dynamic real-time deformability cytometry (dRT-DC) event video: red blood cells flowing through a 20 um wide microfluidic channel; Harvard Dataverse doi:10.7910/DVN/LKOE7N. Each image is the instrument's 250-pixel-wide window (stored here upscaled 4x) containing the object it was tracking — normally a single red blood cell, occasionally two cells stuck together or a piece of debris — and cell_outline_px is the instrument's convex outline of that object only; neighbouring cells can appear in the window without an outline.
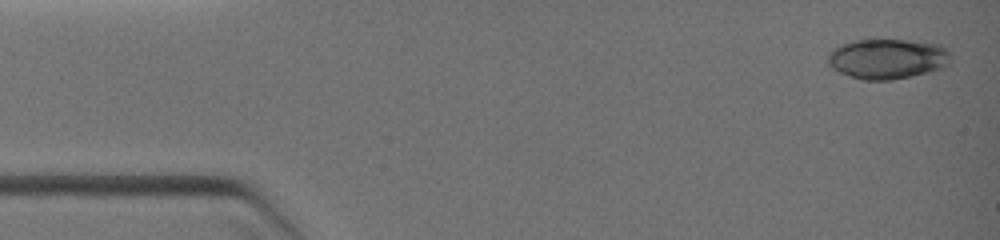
{"species": "common noctule bat (a hibernating species)", "species_latin": "Nyctalus noctula", "temperature_condition": "warm", "stored_images_in_passage": 6, "camera_frame_rate_fps": 3000, "um_per_image_px": 0.085, "animal": {"sex": "female", "body_mass_g": 19.0, "forearm_length_mm": 51.5}, "frame": {"image": 1, "passage_image": 1, "time_ms": 0.0, "image_size_px": [1000, 240], "cell_outline_px": [[948, 56], [944, 64], [936, 68], [924, 72], [892, 80], [864, 80], [840, 72], [832, 68], [828, 64], [828, 52], [832, 48], [856, 40], [904, 40], [932, 44], [944, 48], [948, 52]], "centroid_in_image_um": [75.29, 5.0], "position_along_channel_um": 9.7, "area_um2": 27.63}}
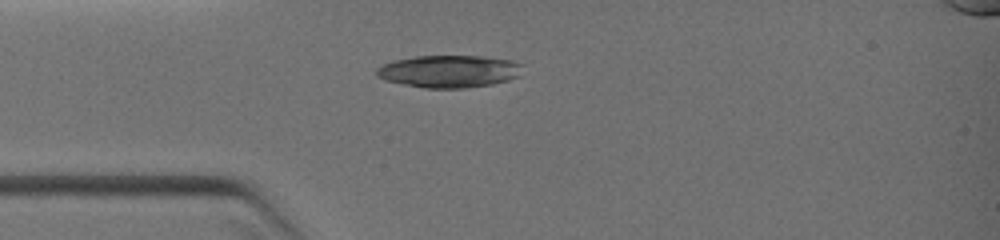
{"frame": {"image": 2, "passage_image": 6, "time_ms": 2.667, "image_size_px": [1000, 240], "cell_outline_px": [[524, 64], [520, 76], [508, 80], [492, 84], [464, 88], [424, 88], [384, 80], [376, 76], [376, 68], [380, 64], [392, 60], [416, 56], [484, 56], [512, 60]], "centroid_in_image_um": [38.17, 6.05], "position_along_channel_um": 46.8, "area_um2": 27.92}}